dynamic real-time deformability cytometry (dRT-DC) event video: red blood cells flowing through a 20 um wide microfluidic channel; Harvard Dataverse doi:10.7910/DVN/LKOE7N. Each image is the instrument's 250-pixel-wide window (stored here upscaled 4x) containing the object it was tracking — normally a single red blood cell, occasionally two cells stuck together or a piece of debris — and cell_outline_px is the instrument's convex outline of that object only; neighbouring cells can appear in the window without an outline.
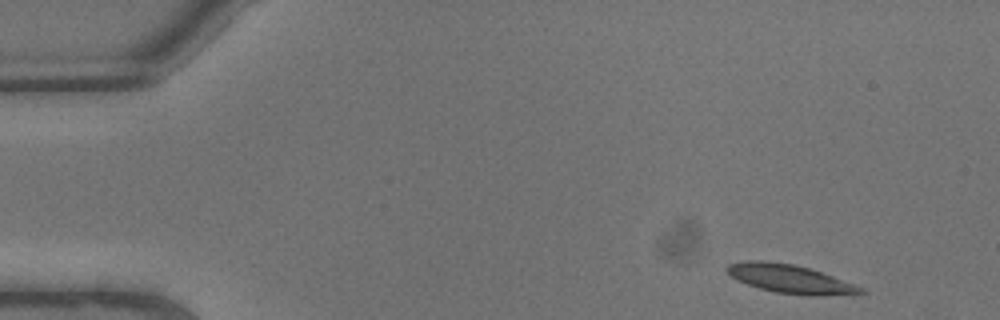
{"species": "common noctule bat (a hibernating species)", "species_latin": "Nyctalus noctula", "temperature_condition": "warm", "stored_images_in_passage": 9, "camera_frame_rate_fps": 3000, "um_per_image_px": 0.085, "animal": {"sex": "male", "body_mass_g": 13.3}, "frame": {"image": 1, "passage_image": 1, "time_ms": 0.0, "image_size_px": [1000, 320], "cell_outline_px": [[868, 292], [820, 296], [804, 296], [776, 292], [760, 288], [736, 280], [724, 268], [728, 264], [744, 260], [768, 260], [792, 264], [808, 268], [832, 276], [864, 288]], "centroid_in_image_um": [67.11, 23.7], "position_along_channel_um": 17.9, "area_um2": 22.2}}
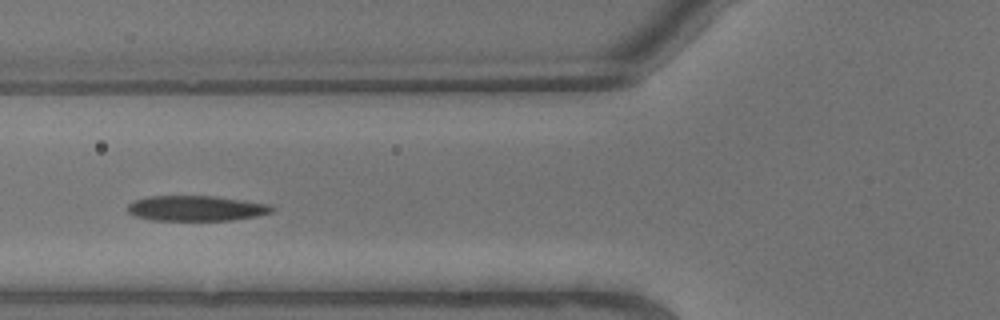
{"frame": {"image": 2, "passage_image": 7, "time_ms": 2.0, "image_size_px": [1000, 320], "cell_outline_px": [[276, 208], [272, 212], [256, 216], [232, 220], [152, 220], [136, 216], [128, 212], [128, 204], [132, 200], [148, 196], [216, 196], [244, 200], [268, 204]], "centroid_in_image_um": [16.67, 17.7], "position_along_channel_um": 109.1, "area_um2": 21.33}}
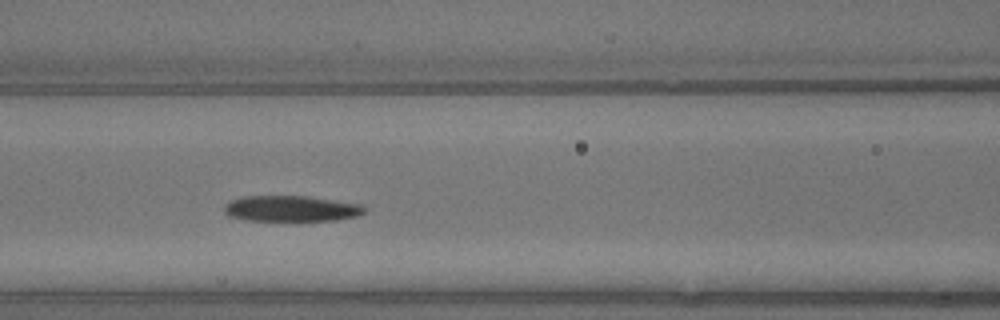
{"frame": {"image": 3, "passage_image": 8, "time_ms": 2.333, "image_size_px": [1000, 320], "cell_outline_px": [[368, 208], [364, 212], [356, 216], [336, 220], [244, 220], [228, 216], [224, 212], [224, 204], [240, 196], [308, 196], [360, 204]], "centroid_in_image_um": [24.72, 17.72], "position_along_channel_um": 141.9, "area_um2": 21.1}}